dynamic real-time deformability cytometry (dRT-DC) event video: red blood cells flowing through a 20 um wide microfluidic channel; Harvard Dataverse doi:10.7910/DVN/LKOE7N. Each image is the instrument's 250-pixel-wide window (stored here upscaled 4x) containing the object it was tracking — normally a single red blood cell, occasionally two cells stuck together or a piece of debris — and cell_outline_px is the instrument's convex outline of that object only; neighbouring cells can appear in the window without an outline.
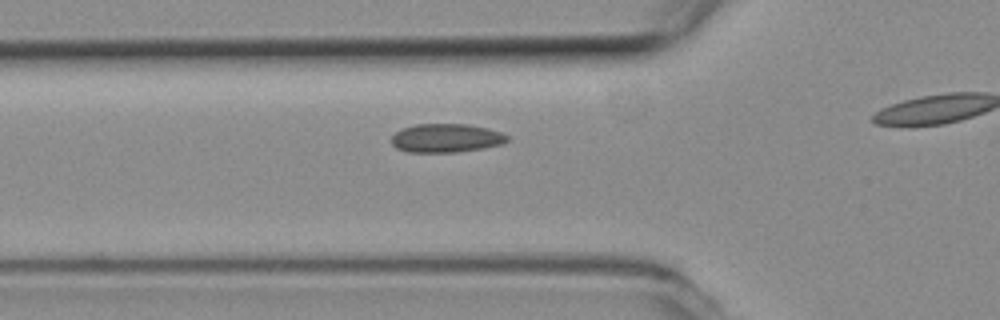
{"species": "common noctule bat (a hibernating species)", "species_latin": "Nyctalus noctula", "temperature_condition": "room temperature", "stored_images_in_passage": 19, "camera_frame_rate_fps": 3000, "um_per_image_px": 0.085, "animal": {"sex": "female", "body_mass_g": 19.3, "forearm_length_mm": 54.1}, "frame": {"image": 1, "passage_image": 14, "time_ms": 4.333, "image_size_px": [1000, 320], "cell_outline_px": [[508, 140], [500, 144], [480, 148], [456, 152], [408, 152], [396, 148], [392, 144], [392, 136], [396, 132], [404, 128], [416, 124], [468, 124], [500, 132], [508, 136]], "centroid_in_image_um": [37.88, 11.73], "position_along_channel_um": 87.9, "area_um2": 19.02}}